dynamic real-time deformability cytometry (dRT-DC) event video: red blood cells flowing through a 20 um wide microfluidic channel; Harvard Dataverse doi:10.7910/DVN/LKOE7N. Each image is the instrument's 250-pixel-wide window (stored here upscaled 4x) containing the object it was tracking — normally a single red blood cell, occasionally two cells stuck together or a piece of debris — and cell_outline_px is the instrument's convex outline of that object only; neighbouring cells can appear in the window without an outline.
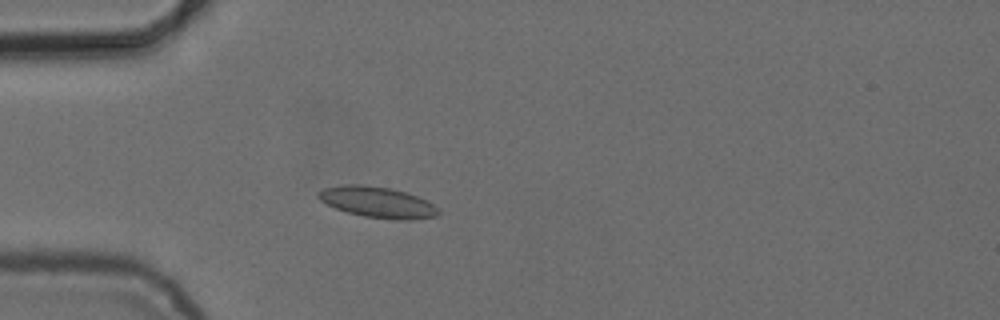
{"species": "common noctule bat (a hibernating species)", "species_latin": "Nyctalus noctula", "temperature_condition": "cold", "stored_images_in_passage": 1, "camera_frame_rate_fps": 3000, "um_per_image_px": 0.085, "animal": {"sex": "female", "body_mass_g": 24.6, "forearm_length_mm": 56.2}, "frame": {"image": 1, "passage_image": 1, "time_ms": 0.0, "image_size_px": [1000, 320], "cell_outline_px": [[440, 212], [436, 216], [412, 220], [396, 220], [364, 216], [348, 212], [336, 208], [320, 200], [316, 196], [316, 192], [324, 188], [344, 184], [360, 184], [392, 188], [416, 196], [440, 208]], "centroid_in_image_um": [32.08, 17.18], "position_along_channel_um": 52.9, "area_um2": 21.62}}